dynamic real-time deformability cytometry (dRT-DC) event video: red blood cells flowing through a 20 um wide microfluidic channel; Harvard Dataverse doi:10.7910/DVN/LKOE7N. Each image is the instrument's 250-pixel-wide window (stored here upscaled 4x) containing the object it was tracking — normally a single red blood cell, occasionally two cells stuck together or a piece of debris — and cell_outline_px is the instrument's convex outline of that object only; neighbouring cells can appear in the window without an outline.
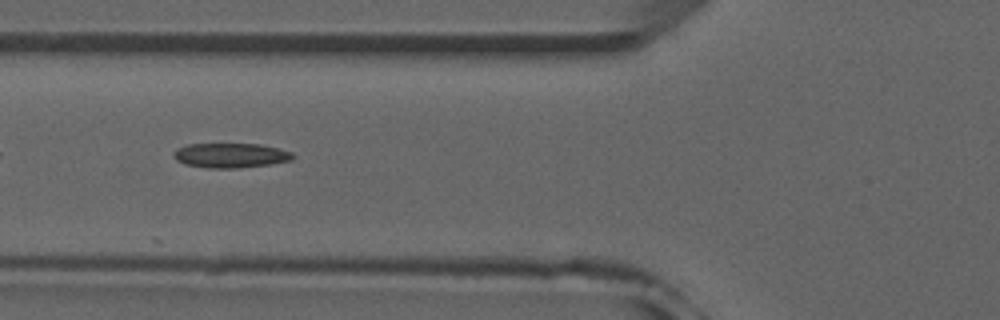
{"species": "common noctule bat (a hibernating species)", "species_latin": "Nyctalus noctula", "temperature_condition": "room temperature", "stored_images_in_passage": 13, "camera_frame_rate_fps": 3000, "um_per_image_px": 0.085, "animal": {"sex": "male", "forearm_length_mm": 52.5}, "frame": {"image": 1, "passage_image": 6, "time_ms": 1.667, "image_size_px": [1000, 320], "cell_outline_px": [[296, 156], [292, 160], [268, 164], [240, 168], [208, 168], [184, 164], [176, 160], [172, 156], [172, 152], [176, 148], [188, 144], [260, 144], [292, 152]], "centroid_in_image_um": [19.56, 13.21], "position_along_channel_um": 106.2, "area_um2": 17.22}}
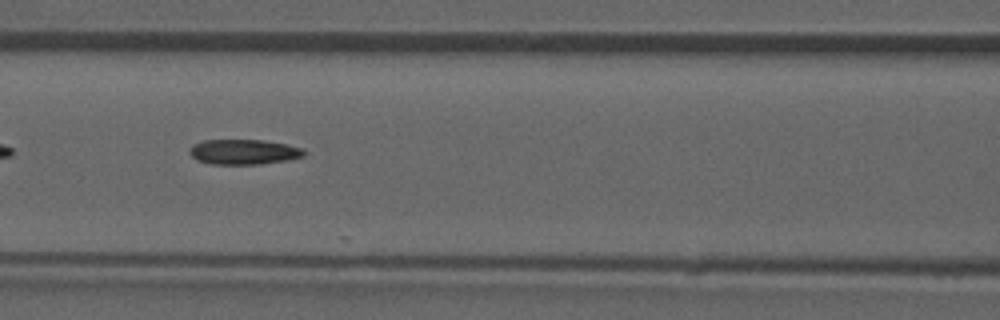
{"frame": {"image": 2, "passage_image": 9, "time_ms": 2.667, "image_size_px": [1000, 320], "cell_outline_px": [[308, 152], [304, 156], [288, 160], [260, 164], [212, 164], [196, 160], [188, 152], [188, 148], [192, 144], [204, 140], [260, 140], [288, 144], [304, 148]], "centroid_in_image_um": [20.73, 12.91], "position_along_channel_um": 145.9, "area_um2": 16.99}}